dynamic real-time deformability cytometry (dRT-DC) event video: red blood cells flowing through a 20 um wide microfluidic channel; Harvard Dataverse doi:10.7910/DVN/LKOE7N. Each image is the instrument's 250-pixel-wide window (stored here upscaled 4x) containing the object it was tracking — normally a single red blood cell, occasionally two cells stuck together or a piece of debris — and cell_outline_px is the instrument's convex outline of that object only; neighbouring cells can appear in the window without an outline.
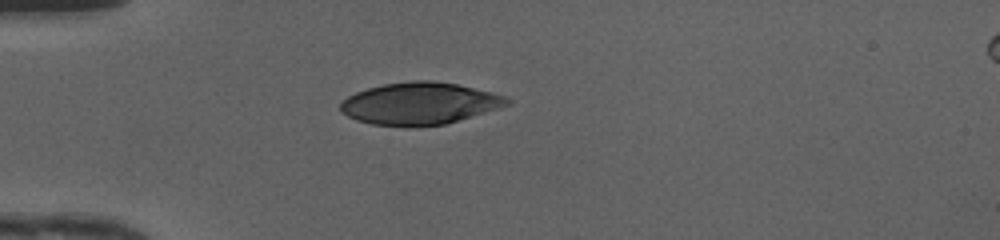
{"species": "human", "species_latin": "Homo sapiens", "temperature_condition": "cold", "stored_images_in_passage": 36, "camera_frame_rate_fps": 3000, "um_per_image_px": 0.085, "donor": {"sex": "female"}, "frame": {"image": 1, "passage_image": 1, "time_ms": 0.0, "image_size_px": [1000, 240], "cell_outline_px": [[512, 104], [444, 124], [408, 128], [404, 128], [372, 124], [356, 120], [340, 112], [340, 104], [348, 96], [356, 92], [368, 88], [384, 84], [412, 80], [432, 80], [456, 84], [492, 92], [504, 96], [512, 100]], "centroid_in_image_um": [35.65, 8.81], "position_along_channel_um": 49.4, "area_um2": 41.1}}
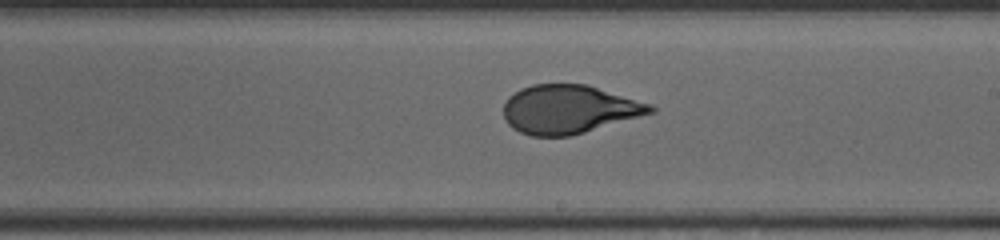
{"frame": {"image": 2, "passage_image": 16, "time_ms": 5.0, "image_size_px": [1000, 240], "cell_outline_px": [[656, 112], [584, 132], [568, 136], [532, 136], [520, 132], [512, 128], [508, 124], [504, 116], [504, 104], [508, 96], [520, 88], [532, 84], [584, 84], [652, 104], [656, 108]], "centroid_in_image_um": [48.34, 9.29], "position_along_channel_um": 240.7, "area_um2": 41.44}}
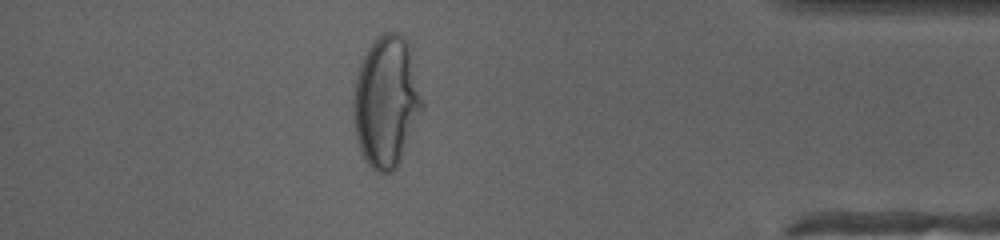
{"frame": {"image": 3, "passage_image": 30, "time_ms": 9.667, "image_size_px": [1000, 240], "cell_outline_px": [[424, 108], [404, 152], [396, 168], [392, 172], [376, 172], [368, 164], [360, 148], [356, 136], [352, 112], [352, 100], [356, 80], [360, 64], [368, 48], [384, 32], [400, 32], [404, 36], [408, 44], [424, 104]], "centroid_in_image_um": [32.84, 8.65], "position_along_channel_um": 402.4, "area_um2": 52.31}, "authors_computed_cell_mechanics": {"area_um2": 42.483, "velocity_mm_per_s": 4.1964, "shape_relaxation_time_tau1_ms": 6.3448, "shape_relaxation_time_tau2_ms": null, "deformation_change_tau1": 0.2497, "deformation_change_tau2": null}}